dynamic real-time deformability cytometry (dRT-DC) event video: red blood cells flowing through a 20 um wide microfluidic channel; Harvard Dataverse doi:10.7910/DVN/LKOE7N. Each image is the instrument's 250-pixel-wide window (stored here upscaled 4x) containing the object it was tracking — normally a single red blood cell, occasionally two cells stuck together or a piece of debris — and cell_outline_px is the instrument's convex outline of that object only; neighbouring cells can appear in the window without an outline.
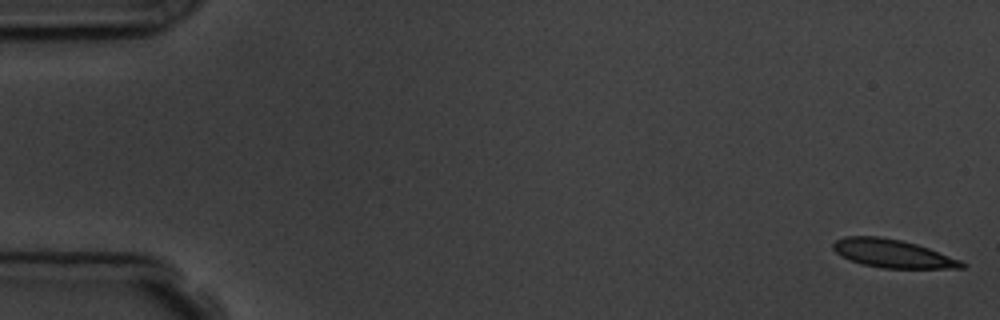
{"species": "common noctule bat (a hibernating species)", "species_latin": "Nyctalus noctula", "temperature_condition": "room temperature", "stored_images_in_passage": 13, "camera_frame_rate_fps": 3000, "um_per_image_px": 0.085, "animal": {"sex": "male", "body_mass_g": 19.5, "forearm_length_mm": 54.6}, "frame": {"image": 1, "passage_image": 1, "time_ms": 0.0, "image_size_px": [1000, 320], "cell_outline_px": [[968, 264], [964, 268], [880, 268], [860, 264], [836, 252], [832, 248], [832, 244], [836, 240], [844, 236], [880, 236], [900, 240], [916, 244], [928, 248], [960, 260]], "centroid_in_image_um": [75.86, 21.55], "position_along_channel_um": 9.1, "area_um2": 21.04}}
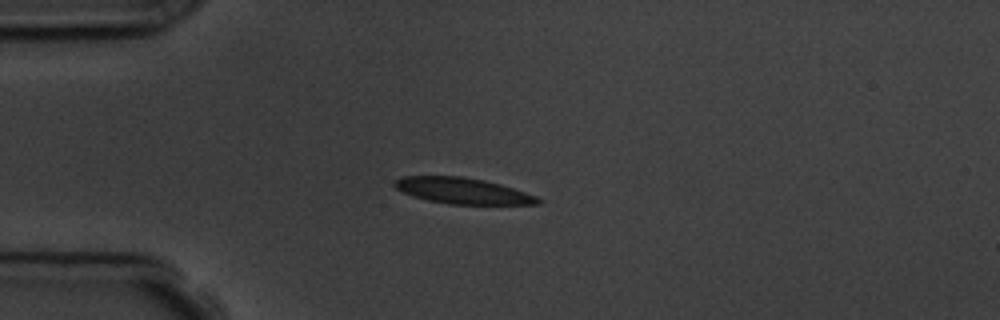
{"frame": {"image": 2, "passage_image": 4, "time_ms": 4.333, "image_size_px": [1000, 320], "cell_outline_px": [[544, 200], [540, 204], [448, 204], [428, 200], [412, 196], [396, 188], [392, 184], [400, 176], [460, 176], [484, 180], [500, 184], [536, 196]], "centroid_in_image_um": [39.31, 16.22], "position_along_channel_um": 45.7, "area_um2": 21.62}}
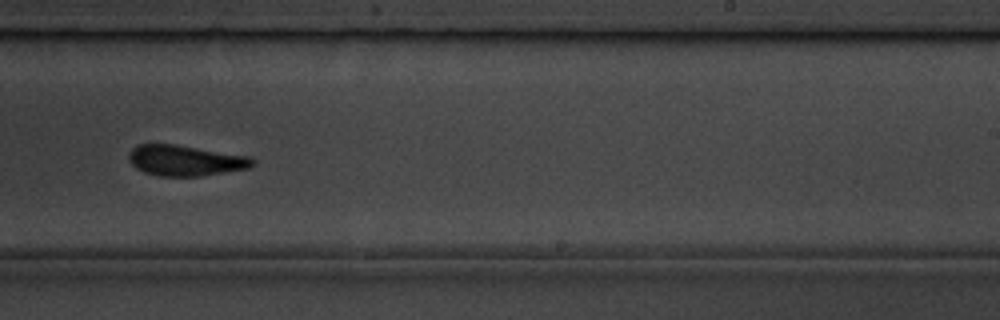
{"frame": {"image": 3, "passage_image": 10, "time_ms": 11.0, "image_size_px": [1000, 320], "cell_outline_px": [[256, 164], [248, 168], [200, 176], [156, 176], [144, 172], [136, 168], [128, 160], [128, 152], [136, 144], [176, 144], [252, 156], [256, 160]], "centroid_in_image_um": [15.76, 13.63], "position_along_channel_um": 273.2, "area_um2": 22.48}, "authors_computed_cell_mechanics": {"area_um2": 22.4842, "velocity_mm_per_s": 3.7052, "shape_relaxation_time_tau1_ms": 7.4752, "shape_relaxation_time_tau2_ms": 2.2459, "deformation_change_tau1": 0.1545, "deformation_change_tau2": 0.0518}}